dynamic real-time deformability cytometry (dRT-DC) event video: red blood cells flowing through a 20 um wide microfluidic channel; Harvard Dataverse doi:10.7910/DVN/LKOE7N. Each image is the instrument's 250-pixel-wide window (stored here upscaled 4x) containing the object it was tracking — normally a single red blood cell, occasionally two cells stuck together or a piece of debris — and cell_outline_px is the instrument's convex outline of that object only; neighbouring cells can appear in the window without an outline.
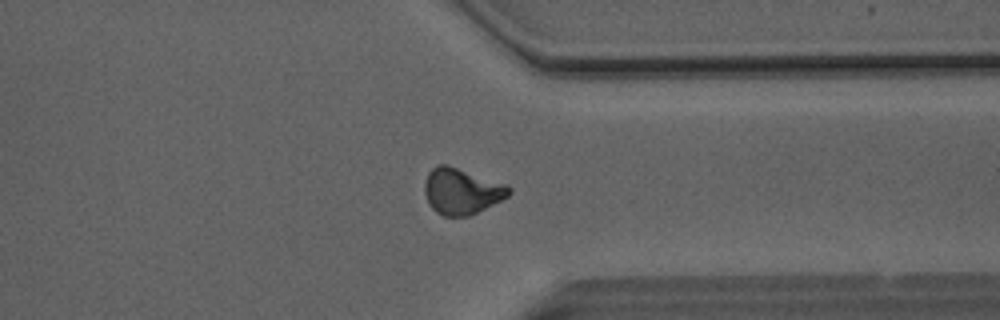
{"species": "Egyptian fruit bat (a non-hibernating species)", "species_latin": "Rousettus aegyptiacus", "temperature_condition": "room temperature", "stored_images_in_passage": 48, "camera_frame_rate_fps": 3000, "um_per_image_px": 0.085, "animal": {"sex": "male"}, "frame": {"image": 1, "passage_image": 37, "time_ms": 12.0, "image_size_px": [1000, 320], "cell_outline_px": [[512, 192], [508, 196], [468, 216], [444, 216], [436, 212], [432, 208], [424, 192], [424, 184], [428, 172], [436, 164], [448, 164], [508, 184], [512, 188]], "centroid_in_image_um": [39.24, 16.22], "position_along_channel_um": 372.2, "area_um2": 22.72}}
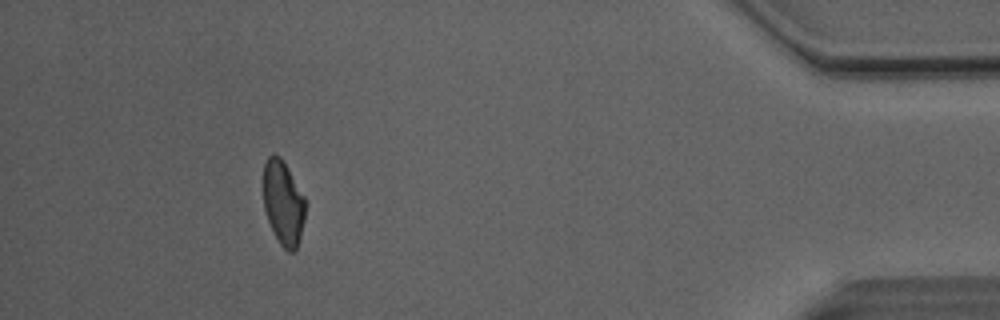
{"frame": {"image": 2, "passage_image": 44, "time_ms": 14.333, "image_size_px": [1000, 320], "cell_outline_px": [[304, 220], [300, 236], [296, 248], [292, 252], [288, 252], [280, 244], [268, 220], [264, 208], [264, 164], [268, 156], [272, 152], [280, 156], [304, 196]], "centroid_in_image_um": [24.06, 17.22], "position_along_channel_um": 411.1, "area_um2": 20.23}, "authors_computed_cell_mechanics": {"area_um2": 22.2241, "velocity_mm_per_s": 4.1083, "shape_relaxation_time_tau1_ms": 6.4649, "shape_relaxation_time_tau2_ms": 2.6569, "deformation_change_tau1": 0.1795, "deformation_change_tau2": 0.0866}}